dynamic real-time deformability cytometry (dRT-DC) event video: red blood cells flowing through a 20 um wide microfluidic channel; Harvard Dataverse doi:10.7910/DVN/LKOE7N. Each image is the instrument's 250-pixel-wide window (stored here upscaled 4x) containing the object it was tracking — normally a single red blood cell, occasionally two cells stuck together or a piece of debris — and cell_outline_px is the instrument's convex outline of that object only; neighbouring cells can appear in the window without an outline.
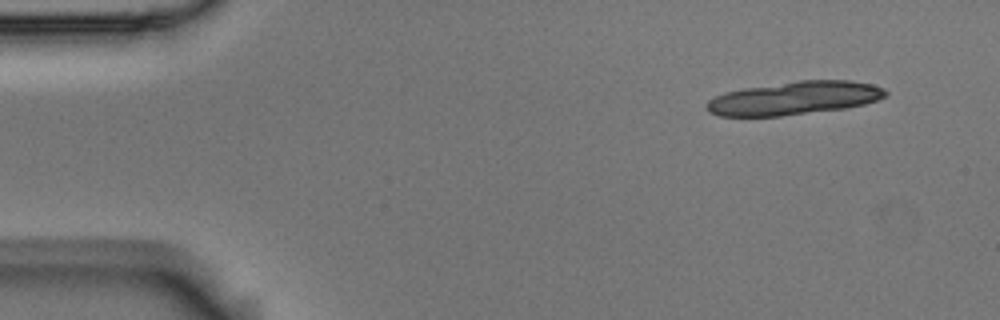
{"species": "Egyptian fruit bat (a non-hibernating species)", "species_latin": "Rousettus aegyptiacus", "temperature_condition": "room temperature", "stored_images_in_passage": 5, "camera_frame_rate_fps": 3000, "um_per_image_px": 0.085, "animal": {"sex": "male"}, "frame": {"image": 1, "passage_image": 1, "time_ms": 0.0, "image_size_px": [1000, 320], "cell_outline_px": [[888, 96], [864, 104], [848, 108], [780, 116], [720, 116], [708, 112], [704, 108], [704, 104], [708, 100], [724, 92], [744, 88], [800, 80], [852, 80], [872, 84], [884, 88], [888, 92]], "centroid_in_image_um": [67.51, 8.34], "position_along_channel_um": 17.5, "area_um2": 34.97}}